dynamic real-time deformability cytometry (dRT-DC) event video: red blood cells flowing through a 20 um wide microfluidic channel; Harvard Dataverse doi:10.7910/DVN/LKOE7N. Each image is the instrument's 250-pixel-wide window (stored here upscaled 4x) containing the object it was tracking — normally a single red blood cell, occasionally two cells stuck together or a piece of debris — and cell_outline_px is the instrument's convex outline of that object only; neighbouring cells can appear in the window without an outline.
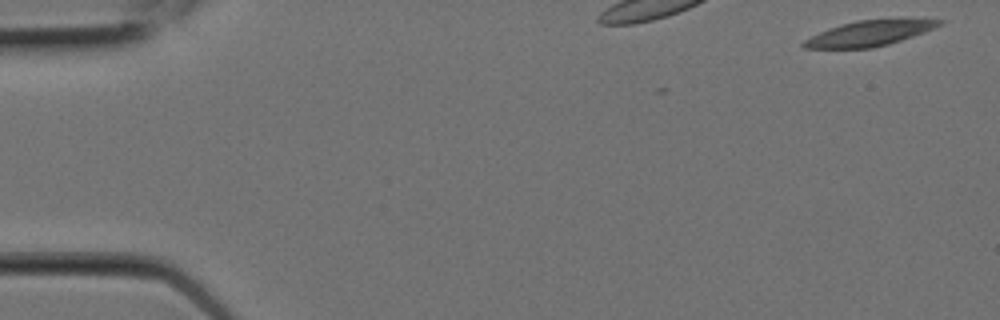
{"species": "Egyptian fruit bat (a non-hibernating species)", "species_latin": "Rousettus aegyptiacus", "temperature_condition": "room temperature", "stored_images_in_passage": 8, "segment_of_instrument_passage": [1, 2], "camera_frame_rate_fps": 3000, "um_per_image_px": 0.085, "animal": {"sex": "female"}, "frame": {"image": 1, "passage_image": 1, "time_ms": 0.0, "image_size_px": [1000, 320], "cell_outline_px": [[944, 20], [940, 24], [924, 32], [888, 44], [872, 48], [804, 48], [800, 44], [804, 40], [828, 28], [856, 20]], "centroid_in_image_um": [73.79, 2.85], "position_along_channel_um": 11.2, "area_um2": 19.31}}
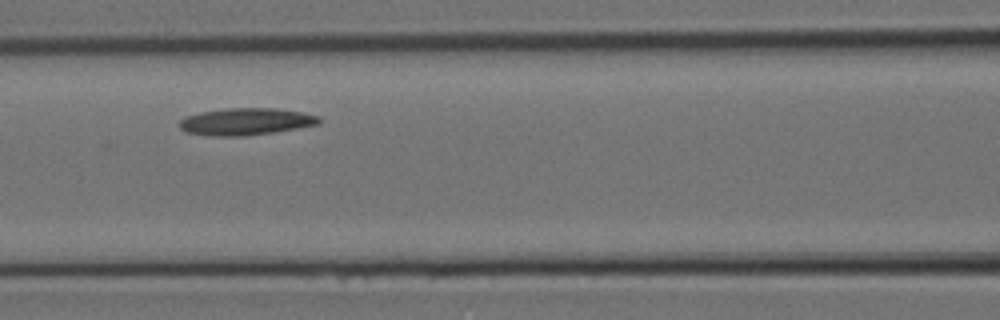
{"frame": {"image": 2, "passage_image": 6, "time_ms": 1.667, "image_size_px": [1000, 320], "cell_outline_px": [[320, 124], [272, 132], [244, 136], [212, 136], [188, 132], [180, 128], [180, 120], [188, 116], [200, 112], [228, 108], [272, 108], [300, 112], [320, 116]], "centroid_in_image_um": [20.91, 10.33], "position_along_channel_um": 145.7, "area_um2": 21.68}}
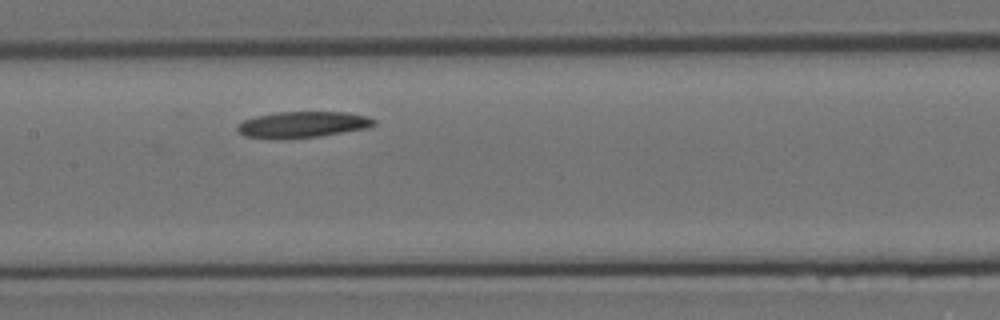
{"frame": {"image": 3, "passage_image": 7, "time_ms": 2.0, "image_size_px": [1000, 320], "cell_outline_px": [[376, 124], [368, 128], [320, 136], [244, 136], [236, 128], [236, 124], [244, 120], [256, 116], [276, 112], [344, 112], [368, 116], [376, 120]], "centroid_in_image_um": [25.81, 10.54], "position_along_channel_um": 181.6, "area_um2": 20.0}}